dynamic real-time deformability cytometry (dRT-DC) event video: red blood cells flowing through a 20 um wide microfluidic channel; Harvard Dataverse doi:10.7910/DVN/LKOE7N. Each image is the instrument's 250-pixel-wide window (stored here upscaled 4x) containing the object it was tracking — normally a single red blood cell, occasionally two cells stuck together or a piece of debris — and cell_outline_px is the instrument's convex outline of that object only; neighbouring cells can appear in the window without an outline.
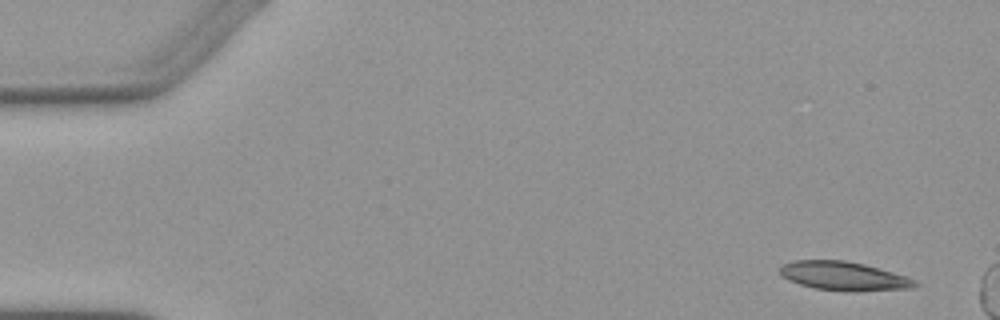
{"species": "Egyptian fruit bat (a non-hibernating species)", "species_latin": "Rousettus aegyptiacus", "temperature_condition": "warm", "stored_images_in_passage": 3, "camera_frame_rate_fps": 3000, "um_per_image_px": 0.085, "animal": {"sex": "female"}, "frame": {"image": 1, "passage_image": 1, "time_ms": 0.0, "image_size_px": [1000, 320], "cell_outline_px": [[920, 284], [912, 288], [856, 292], [848, 292], [812, 288], [788, 280], [780, 276], [780, 268], [784, 264], [796, 260], [844, 260], [864, 264], [908, 276], [916, 280]], "centroid_in_image_um": [71.75, 23.48], "position_along_channel_um": 13.2, "area_um2": 23.0}}